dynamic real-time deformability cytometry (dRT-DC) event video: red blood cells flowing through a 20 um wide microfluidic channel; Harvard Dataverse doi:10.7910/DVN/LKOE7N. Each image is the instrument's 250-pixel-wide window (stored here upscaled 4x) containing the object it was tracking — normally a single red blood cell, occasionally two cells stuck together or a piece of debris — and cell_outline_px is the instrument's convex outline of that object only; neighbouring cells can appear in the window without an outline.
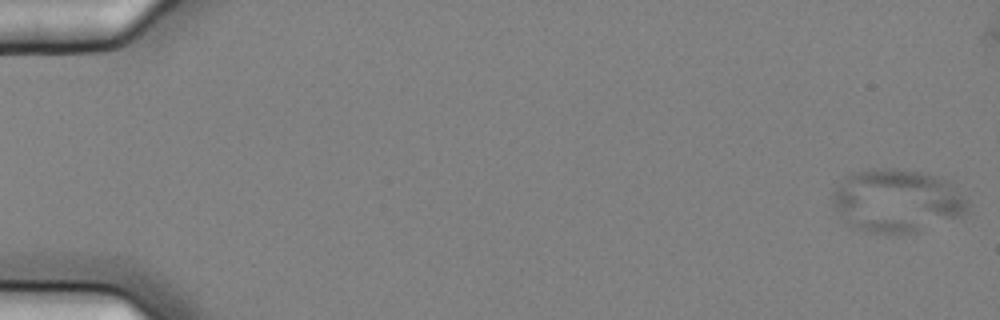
{"species": "common noctule bat (a hibernating species)", "species_latin": "Nyctalus noctula", "temperature_condition": "cold", "stored_images_in_passage": 7, "camera_frame_rate_fps": 3000, "um_per_image_px": 0.085, "animal": {"sex": "female", "body_mass_g": 25.1}, "frame": {"image": 1, "passage_image": 1, "time_ms": 0.0, "image_size_px": [1000, 320], "cell_outline_px": [[968, 212], [964, 216], [912, 232], [872, 232], [860, 228], [852, 224], [840, 216], [832, 208], [832, 192], [844, 176], [856, 172], [888, 168], [892, 168], [916, 172], [936, 176], [952, 180], [968, 200]], "centroid_in_image_um": [76.28, 17.04], "position_along_channel_um": 8.7, "area_um2": 49.36}}
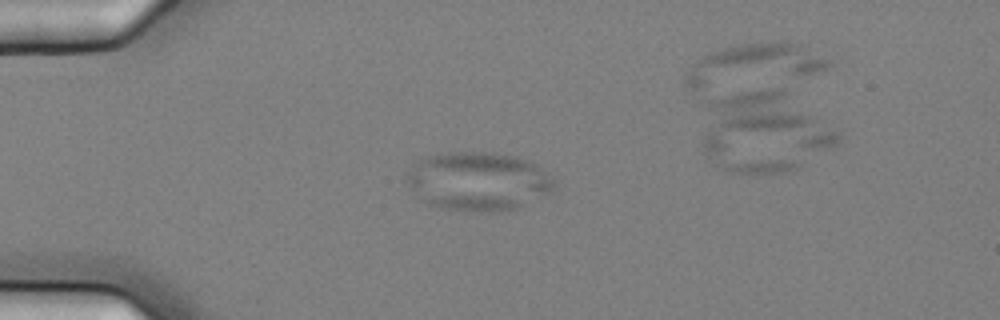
{"frame": {"image": 2, "passage_image": 5, "time_ms": 1.333, "image_size_px": [1000, 320], "cell_outline_px": [[556, 188], [552, 192], [520, 208], [496, 212], [484, 212], [440, 208], [424, 200], [404, 180], [404, 176], [420, 160], [428, 156], [444, 152], [492, 152], [520, 156], [532, 160], [540, 164], [552, 176], [556, 184]], "centroid_in_image_um": [40.76, 15.39], "position_along_channel_um": 44.2, "area_um2": 51.1}}
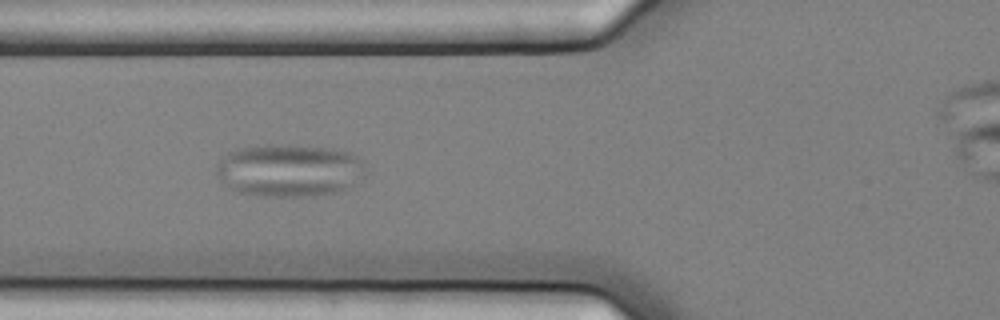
{"frame": {"image": 3, "passage_image": 7, "time_ms": 2.0, "image_size_px": [1000, 320], "cell_outline_px": [[364, 176], [352, 188], [336, 192], [316, 196], [264, 196], [240, 192], [224, 184], [220, 180], [216, 172], [216, 164], [228, 152], [236, 148], [256, 144], [288, 144], [332, 148], [348, 152], [364, 160]], "centroid_in_image_um": [24.61, 14.46], "position_along_channel_um": 101.2, "area_um2": 46.59}}